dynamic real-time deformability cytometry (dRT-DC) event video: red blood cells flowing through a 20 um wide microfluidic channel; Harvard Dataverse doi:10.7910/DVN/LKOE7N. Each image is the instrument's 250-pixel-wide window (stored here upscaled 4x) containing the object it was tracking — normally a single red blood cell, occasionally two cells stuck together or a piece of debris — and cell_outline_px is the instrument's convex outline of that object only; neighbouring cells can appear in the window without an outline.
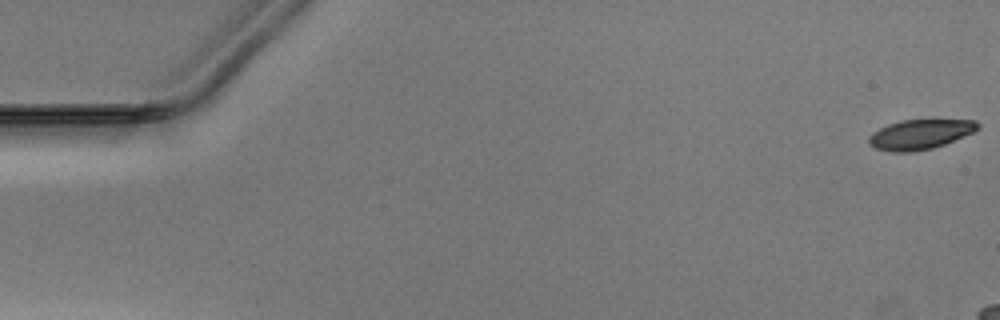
{"species": "Egyptian fruit bat (a non-hibernating species)", "species_latin": "Rousettus aegyptiacus", "temperature_condition": "warm", "stored_images_in_passage": 11, "camera_frame_rate_fps": 3000, "um_per_image_px": 0.085, "animal": {"sex": "male"}, "frame": {"image": 1, "passage_image": 1, "time_ms": 0.0, "image_size_px": [1000, 320], "cell_outline_px": [[980, 128], [972, 132], [944, 144], [932, 148], [912, 152], [892, 152], [876, 148], [868, 144], [868, 136], [872, 132], [888, 124], [900, 120], [932, 116], [936, 116], [976, 120], [980, 124]], "centroid_in_image_um": [78.25, 11.34], "position_along_channel_um": 6.7, "area_um2": 20.0}}